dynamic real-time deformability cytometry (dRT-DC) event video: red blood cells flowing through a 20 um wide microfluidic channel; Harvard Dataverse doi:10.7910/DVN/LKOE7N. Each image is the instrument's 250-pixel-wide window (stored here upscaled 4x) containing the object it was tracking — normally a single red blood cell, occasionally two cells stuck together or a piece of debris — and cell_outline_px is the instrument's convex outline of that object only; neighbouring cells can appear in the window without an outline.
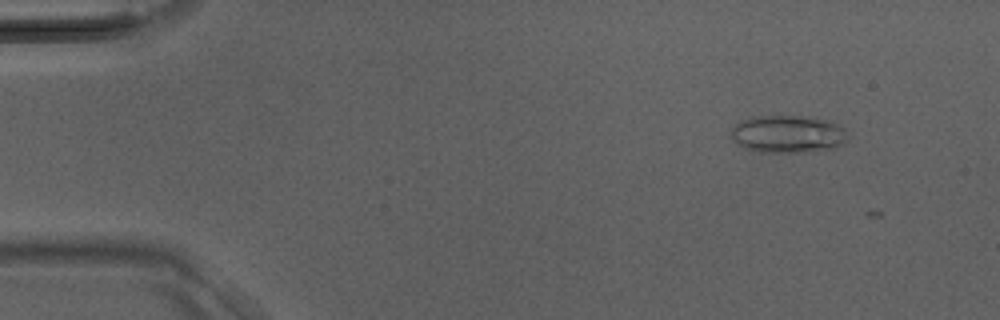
{"species": "Egyptian fruit bat (a non-hibernating species)", "species_latin": "Rousettus aegyptiacus", "temperature_condition": "room temperature", "stored_images_in_passage": 6, "camera_frame_rate_fps": 3000, "um_per_image_px": 0.085, "animal": {"sex": "male"}, "frame": {"image": 1, "passage_image": 2, "time_ms": 0.333, "image_size_px": [1000, 320], "cell_outline_px": [[848, 140], [844, 144], [836, 148], [800, 152], [760, 152], [744, 148], [736, 144], [732, 140], [732, 128], [740, 120], [752, 116], [816, 116], [840, 124], [844, 128], [848, 136]], "centroid_in_image_um": [67.0, 11.38], "position_along_channel_um": 18.0, "area_um2": 26.07}}